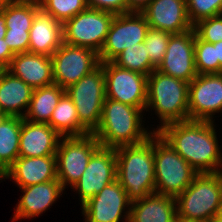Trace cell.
<instances>
[{"label":"cell","instance_id":"39","mask_svg":"<svg viewBox=\"0 0 222 222\" xmlns=\"http://www.w3.org/2000/svg\"><path fill=\"white\" fill-rule=\"evenodd\" d=\"M6 31H7L6 20H5L4 15L1 13L0 14V39L5 38Z\"/></svg>","mask_w":222,"mask_h":222},{"label":"cell","instance_id":"26","mask_svg":"<svg viewBox=\"0 0 222 222\" xmlns=\"http://www.w3.org/2000/svg\"><path fill=\"white\" fill-rule=\"evenodd\" d=\"M22 118L3 116L0 119V177L19 157Z\"/></svg>","mask_w":222,"mask_h":222},{"label":"cell","instance_id":"29","mask_svg":"<svg viewBox=\"0 0 222 222\" xmlns=\"http://www.w3.org/2000/svg\"><path fill=\"white\" fill-rule=\"evenodd\" d=\"M39 8L40 6L35 4L11 2L2 12L6 20V28L18 31H30L35 12Z\"/></svg>","mask_w":222,"mask_h":222},{"label":"cell","instance_id":"7","mask_svg":"<svg viewBox=\"0 0 222 222\" xmlns=\"http://www.w3.org/2000/svg\"><path fill=\"white\" fill-rule=\"evenodd\" d=\"M65 91L76 107L80 123L93 134L99 126L106 98L102 65L100 64Z\"/></svg>","mask_w":222,"mask_h":222},{"label":"cell","instance_id":"33","mask_svg":"<svg viewBox=\"0 0 222 222\" xmlns=\"http://www.w3.org/2000/svg\"><path fill=\"white\" fill-rule=\"evenodd\" d=\"M186 6L192 25L222 14V0H186Z\"/></svg>","mask_w":222,"mask_h":222},{"label":"cell","instance_id":"23","mask_svg":"<svg viewBox=\"0 0 222 222\" xmlns=\"http://www.w3.org/2000/svg\"><path fill=\"white\" fill-rule=\"evenodd\" d=\"M20 188L24 195L16 207L14 220L30 218L43 213L64 190L58 179Z\"/></svg>","mask_w":222,"mask_h":222},{"label":"cell","instance_id":"10","mask_svg":"<svg viewBox=\"0 0 222 222\" xmlns=\"http://www.w3.org/2000/svg\"><path fill=\"white\" fill-rule=\"evenodd\" d=\"M150 26L141 12L115 15L99 54L100 63L112 62L122 51L146 38Z\"/></svg>","mask_w":222,"mask_h":222},{"label":"cell","instance_id":"43","mask_svg":"<svg viewBox=\"0 0 222 222\" xmlns=\"http://www.w3.org/2000/svg\"><path fill=\"white\" fill-rule=\"evenodd\" d=\"M207 222H222V219H220L218 216L217 217H213L210 220H208Z\"/></svg>","mask_w":222,"mask_h":222},{"label":"cell","instance_id":"34","mask_svg":"<svg viewBox=\"0 0 222 222\" xmlns=\"http://www.w3.org/2000/svg\"><path fill=\"white\" fill-rule=\"evenodd\" d=\"M193 29L200 40L213 44L222 41V14L198 21Z\"/></svg>","mask_w":222,"mask_h":222},{"label":"cell","instance_id":"45","mask_svg":"<svg viewBox=\"0 0 222 222\" xmlns=\"http://www.w3.org/2000/svg\"><path fill=\"white\" fill-rule=\"evenodd\" d=\"M174 222H194V221H187V220H184V219H181V218H176Z\"/></svg>","mask_w":222,"mask_h":222},{"label":"cell","instance_id":"11","mask_svg":"<svg viewBox=\"0 0 222 222\" xmlns=\"http://www.w3.org/2000/svg\"><path fill=\"white\" fill-rule=\"evenodd\" d=\"M51 60L54 83L63 89L75 84L100 65L96 51L64 42L52 54Z\"/></svg>","mask_w":222,"mask_h":222},{"label":"cell","instance_id":"46","mask_svg":"<svg viewBox=\"0 0 222 222\" xmlns=\"http://www.w3.org/2000/svg\"><path fill=\"white\" fill-rule=\"evenodd\" d=\"M5 70V68L3 66L0 65V76L2 74V72Z\"/></svg>","mask_w":222,"mask_h":222},{"label":"cell","instance_id":"24","mask_svg":"<svg viewBox=\"0 0 222 222\" xmlns=\"http://www.w3.org/2000/svg\"><path fill=\"white\" fill-rule=\"evenodd\" d=\"M33 90L31 86L5 69L0 76L1 113L4 116L24 118L25 114L21 110L26 107L28 109Z\"/></svg>","mask_w":222,"mask_h":222},{"label":"cell","instance_id":"30","mask_svg":"<svg viewBox=\"0 0 222 222\" xmlns=\"http://www.w3.org/2000/svg\"><path fill=\"white\" fill-rule=\"evenodd\" d=\"M194 58L197 74L220 73L215 44L200 40L196 35Z\"/></svg>","mask_w":222,"mask_h":222},{"label":"cell","instance_id":"6","mask_svg":"<svg viewBox=\"0 0 222 222\" xmlns=\"http://www.w3.org/2000/svg\"><path fill=\"white\" fill-rule=\"evenodd\" d=\"M154 132L155 193L177 197L199 174L156 131Z\"/></svg>","mask_w":222,"mask_h":222},{"label":"cell","instance_id":"20","mask_svg":"<svg viewBox=\"0 0 222 222\" xmlns=\"http://www.w3.org/2000/svg\"><path fill=\"white\" fill-rule=\"evenodd\" d=\"M62 43L63 25L40 7L29 31V52L51 57Z\"/></svg>","mask_w":222,"mask_h":222},{"label":"cell","instance_id":"8","mask_svg":"<svg viewBox=\"0 0 222 222\" xmlns=\"http://www.w3.org/2000/svg\"><path fill=\"white\" fill-rule=\"evenodd\" d=\"M115 14L87 8L63 24V42L99 53Z\"/></svg>","mask_w":222,"mask_h":222},{"label":"cell","instance_id":"21","mask_svg":"<svg viewBox=\"0 0 222 222\" xmlns=\"http://www.w3.org/2000/svg\"><path fill=\"white\" fill-rule=\"evenodd\" d=\"M33 89L54 84L51 57L30 52L15 54L7 68Z\"/></svg>","mask_w":222,"mask_h":222},{"label":"cell","instance_id":"2","mask_svg":"<svg viewBox=\"0 0 222 222\" xmlns=\"http://www.w3.org/2000/svg\"><path fill=\"white\" fill-rule=\"evenodd\" d=\"M154 133L144 142L115 148L117 180L133 202L155 193Z\"/></svg>","mask_w":222,"mask_h":222},{"label":"cell","instance_id":"27","mask_svg":"<svg viewBox=\"0 0 222 222\" xmlns=\"http://www.w3.org/2000/svg\"><path fill=\"white\" fill-rule=\"evenodd\" d=\"M48 124L63 138L91 134L80 123L76 107L67 93L61 97Z\"/></svg>","mask_w":222,"mask_h":222},{"label":"cell","instance_id":"40","mask_svg":"<svg viewBox=\"0 0 222 222\" xmlns=\"http://www.w3.org/2000/svg\"><path fill=\"white\" fill-rule=\"evenodd\" d=\"M217 59H219L220 73H222V41L215 43Z\"/></svg>","mask_w":222,"mask_h":222},{"label":"cell","instance_id":"1","mask_svg":"<svg viewBox=\"0 0 222 222\" xmlns=\"http://www.w3.org/2000/svg\"><path fill=\"white\" fill-rule=\"evenodd\" d=\"M213 121L170 123L156 132L199 174L218 173L222 157ZM220 170V171H219Z\"/></svg>","mask_w":222,"mask_h":222},{"label":"cell","instance_id":"42","mask_svg":"<svg viewBox=\"0 0 222 222\" xmlns=\"http://www.w3.org/2000/svg\"><path fill=\"white\" fill-rule=\"evenodd\" d=\"M11 3V0H0V14L4 11L5 7Z\"/></svg>","mask_w":222,"mask_h":222},{"label":"cell","instance_id":"14","mask_svg":"<svg viewBox=\"0 0 222 222\" xmlns=\"http://www.w3.org/2000/svg\"><path fill=\"white\" fill-rule=\"evenodd\" d=\"M115 148L100 147L90 158L86 170L72 186L80 194L81 204L93 198L117 179Z\"/></svg>","mask_w":222,"mask_h":222},{"label":"cell","instance_id":"37","mask_svg":"<svg viewBox=\"0 0 222 222\" xmlns=\"http://www.w3.org/2000/svg\"><path fill=\"white\" fill-rule=\"evenodd\" d=\"M14 53L10 50L8 44L5 42V39H0V65L7 69L14 57Z\"/></svg>","mask_w":222,"mask_h":222},{"label":"cell","instance_id":"5","mask_svg":"<svg viewBox=\"0 0 222 222\" xmlns=\"http://www.w3.org/2000/svg\"><path fill=\"white\" fill-rule=\"evenodd\" d=\"M189 83L165 75L156 69L148 76L146 107H152L159 115L162 126L189 120Z\"/></svg>","mask_w":222,"mask_h":222},{"label":"cell","instance_id":"17","mask_svg":"<svg viewBox=\"0 0 222 222\" xmlns=\"http://www.w3.org/2000/svg\"><path fill=\"white\" fill-rule=\"evenodd\" d=\"M150 28L179 34L193 28L186 0H151L141 11Z\"/></svg>","mask_w":222,"mask_h":222},{"label":"cell","instance_id":"4","mask_svg":"<svg viewBox=\"0 0 222 222\" xmlns=\"http://www.w3.org/2000/svg\"><path fill=\"white\" fill-rule=\"evenodd\" d=\"M222 198V172L198 174L176 197L177 217L194 222H207L217 217Z\"/></svg>","mask_w":222,"mask_h":222},{"label":"cell","instance_id":"28","mask_svg":"<svg viewBox=\"0 0 222 222\" xmlns=\"http://www.w3.org/2000/svg\"><path fill=\"white\" fill-rule=\"evenodd\" d=\"M112 62L120 68L147 76L156 69L150 62L144 42L126 48Z\"/></svg>","mask_w":222,"mask_h":222},{"label":"cell","instance_id":"15","mask_svg":"<svg viewBox=\"0 0 222 222\" xmlns=\"http://www.w3.org/2000/svg\"><path fill=\"white\" fill-rule=\"evenodd\" d=\"M195 32L171 34L166 53L157 71L190 83L198 74L195 68Z\"/></svg>","mask_w":222,"mask_h":222},{"label":"cell","instance_id":"19","mask_svg":"<svg viewBox=\"0 0 222 222\" xmlns=\"http://www.w3.org/2000/svg\"><path fill=\"white\" fill-rule=\"evenodd\" d=\"M61 136L47 123H33L22 118L19 156L55 155Z\"/></svg>","mask_w":222,"mask_h":222},{"label":"cell","instance_id":"31","mask_svg":"<svg viewBox=\"0 0 222 222\" xmlns=\"http://www.w3.org/2000/svg\"><path fill=\"white\" fill-rule=\"evenodd\" d=\"M40 7L62 25L88 8L86 0H43Z\"/></svg>","mask_w":222,"mask_h":222},{"label":"cell","instance_id":"22","mask_svg":"<svg viewBox=\"0 0 222 222\" xmlns=\"http://www.w3.org/2000/svg\"><path fill=\"white\" fill-rule=\"evenodd\" d=\"M126 214V222H174L176 198L153 193L131 202Z\"/></svg>","mask_w":222,"mask_h":222},{"label":"cell","instance_id":"36","mask_svg":"<svg viewBox=\"0 0 222 222\" xmlns=\"http://www.w3.org/2000/svg\"><path fill=\"white\" fill-rule=\"evenodd\" d=\"M88 8L111 12L115 15L127 13L126 0H86Z\"/></svg>","mask_w":222,"mask_h":222},{"label":"cell","instance_id":"9","mask_svg":"<svg viewBox=\"0 0 222 222\" xmlns=\"http://www.w3.org/2000/svg\"><path fill=\"white\" fill-rule=\"evenodd\" d=\"M101 147L93 134L65 137L56 152L57 178L63 189L73 186L82 176L92 155Z\"/></svg>","mask_w":222,"mask_h":222},{"label":"cell","instance_id":"25","mask_svg":"<svg viewBox=\"0 0 222 222\" xmlns=\"http://www.w3.org/2000/svg\"><path fill=\"white\" fill-rule=\"evenodd\" d=\"M66 93L65 89L57 84L35 88L32 93L24 119L33 123H49L52 112Z\"/></svg>","mask_w":222,"mask_h":222},{"label":"cell","instance_id":"18","mask_svg":"<svg viewBox=\"0 0 222 222\" xmlns=\"http://www.w3.org/2000/svg\"><path fill=\"white\" fill-rule=\"evenodd\" d=\"M12 177L19 187L49 182L57 178L56 155L42 157L19 156L0 177Z\"/></svg>","mask_w":222,"mask_h":222},{"label":"cell","instance_id":"41","mask_svg":"<svg viewBox=\"0 0 222 222\" xmlns=\"http://www.w3.org/2000/svg\"><path fill=\"white\" fill-rule=\"evenodd\" d=\"M43 0H11L13 3L35 4L40 6Z\"/></svg>","mask_w":222,"mask_h":222},{"label":"cell","instance_id":"47","mask_svg":"<svg viewBox=\"0 0 222 222\" xmlns=\"http://www.w3.org/2000/svg\"><path fill=\"white\" fill-rule=\"evenodd\" d=\"M4 115L1 113V111H0V119L3 117Z\"/></svg>","mask_w":222,"mask_h":222},{"label":"cell","instance_id":"12","mask_svg":"<svg viewBox=\"0 0 222 222\" xmlns=\"http://www.w3.org/2000/svg\"><path fill=\"white\" fill-rule=\"evenodd\" d=\"M105 77L106 98L146 109L148 76L118 67L113 62L100 63Z\"/></svg>","mask_w":222,"mask_h":222},{"label":"cell","instance_id":"13","mask_svg":"<svg viewBox=\"0 0 222 222\" xmlns=\"http://www.w3.org/2000/svg\"><path fill=\"white\" fill-rule=\"evenodd\" d=\"M222 110V73L198 74L189 83V120L212 122V114Z\"/></svg>","mask_w":222,"mask_h":222},{"label":"cell","instance_id":"16","mask_svg":"<svg viewBox=\"0 0 222 222\" xmlns=\"http://www.w3.org/2000/svg\"><path fill=\"white\" fill-rule=\"evenodd\" d=\"M126 205L131 201L116 179L84 203L82 209L86 222H119Z\"/></svg>","mask_w":222,"mask_h":222},{"label":"cell","instance_id":"32","mask_svg":"<svg viewBox=\"0 0 222 222\" xmlns=\"http://www.w3.org/2000/svg\"><path fill=\"white\" fill-rule=\"evenodd\" d=\"M170 36L171 33L154 28H149L146 34L144 44L150 62L156 69L163 61Z\"/></svg>","mask_w":222,"mask_h":222},{"label":"cell","instance_id":"3","mask_svg":"<svg viewBox=\"0 0 222 222\" xmlns=\"http://www.w3.org/2000/svg\"><path fill=\"white\" fill-rule=\"evenodd\" d=\"M141 112L140 108L105 98L99 126L93 135L105 148L142 143L153 133L141 127Z\"/></svg>","mask_w":222,"mask_h":222},{"label":"cell","instance_id":"35","mask_svg":"<svg viewBox=\"0 0 222 222\" xmlns=\"http://www.w3.org/2000/svg\"><path fill=\"white\" fill-rule=\"evenodd\" d=\"M4 39L14 54L29 52V31L7 29Z\"/></svg>","mask_w":222,"mask_h":222},{"label":"cell","instance_id":"38","mask_svg":"<svg viewBox=\"0 0 222 222\" xmlns=\"http://www.w3.org/2000/svg\"><path fill=\"white\" fill-rule=\"evenodd\" d=\"M127 13L128 12H141L151 0H126Z\"/></svg>","mask_w":222,"mask_h":222},{"label":"cell","instance_id":"44","mask_svg":"<svg viewBox=\"0 0 222 222\" xmlns=\"http://www.w3.org/2000/svg\"><path fill=\"white\" fill-rule=\"evenodd\" d=\"M218 217L220 219H222V198H221V203H220V209H219Z\"/></svg>","mask_w":222,"mask_h":222}]
</instances>
